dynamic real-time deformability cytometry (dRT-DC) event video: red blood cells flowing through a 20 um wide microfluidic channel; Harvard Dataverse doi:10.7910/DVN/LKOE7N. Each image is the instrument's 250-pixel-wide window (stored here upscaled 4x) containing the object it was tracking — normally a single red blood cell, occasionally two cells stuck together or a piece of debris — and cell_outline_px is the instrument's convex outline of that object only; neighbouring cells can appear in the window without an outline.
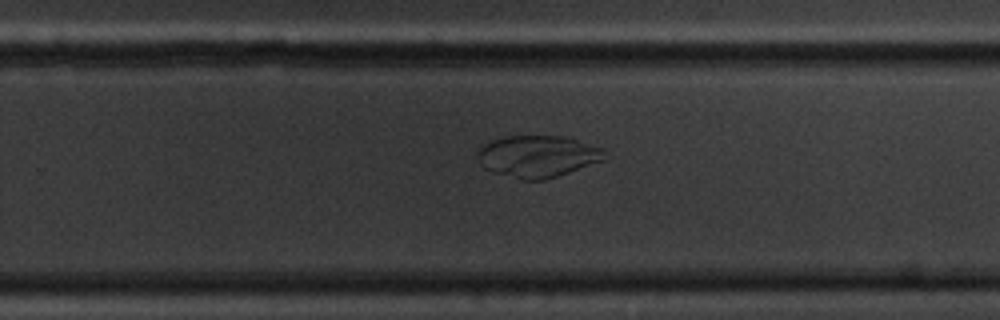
{"species": "common noctule bat (a hibernating species)", "species_latin": "Nyctalus noctula", "temperature_condition": "cold", "stored_images_in_passage": 39, "camera_frame_rate_fps": 3000, "um_per_image_px": 0.085, "animal": {"sex": "male", "body_mass_g": 20.1, "forearm_length_mm": 53.5}, "frame": {"image": 1, "passage_image": 23, "time_ms": 7.333, "image_size_px": [1000, 320], "cell_outline_px": [[604, 160], [544, 180], [524, 180], [492, 172], [484, 168], [480, 164], [480, 144], [488, 140], [504, 136], [568, 136], [604, 148]], "centroid_in_image_um": [45.7, 13.26], "position_along_channel_um": 284.1, "area_um2": 31.04}}